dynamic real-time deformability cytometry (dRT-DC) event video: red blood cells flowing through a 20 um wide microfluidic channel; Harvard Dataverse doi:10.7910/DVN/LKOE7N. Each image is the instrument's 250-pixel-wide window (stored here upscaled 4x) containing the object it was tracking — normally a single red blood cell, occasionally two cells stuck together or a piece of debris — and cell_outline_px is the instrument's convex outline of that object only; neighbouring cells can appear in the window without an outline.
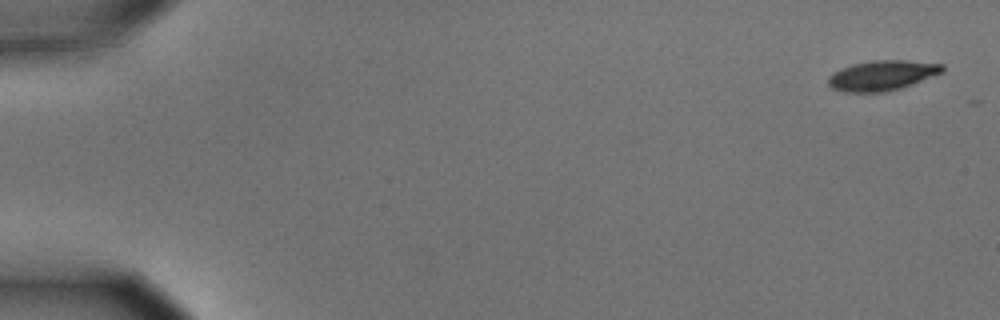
{"species": "common noctule bat (a hibernating species)", "species_latin": "Nyctalus noctula", "temperature_condition": "cold", "stored_images_in_passage": 4, "camera_frame_rate_fps": 3000, "um_per_image_px": 0.085, "animal": {"sex": "male", "body_mass_g": 15.6}, "frame": {"image": 1, "passage_image": 1, "time_ms": 0.0, "image_size_px": [1000, 320], "cell_outline_px": [[944, 72], [912, 84], [900, 88], [884, 92], [844, 92], [832, 88], [828, 84], [828, 76], [832, 72], [852, 64], [872, 60], [904, 60], [944, 64]], "centroid_in_image_um": [74.97, 6.41], "position_along_channel_um": 10.0, "area_um2": 20.06}}